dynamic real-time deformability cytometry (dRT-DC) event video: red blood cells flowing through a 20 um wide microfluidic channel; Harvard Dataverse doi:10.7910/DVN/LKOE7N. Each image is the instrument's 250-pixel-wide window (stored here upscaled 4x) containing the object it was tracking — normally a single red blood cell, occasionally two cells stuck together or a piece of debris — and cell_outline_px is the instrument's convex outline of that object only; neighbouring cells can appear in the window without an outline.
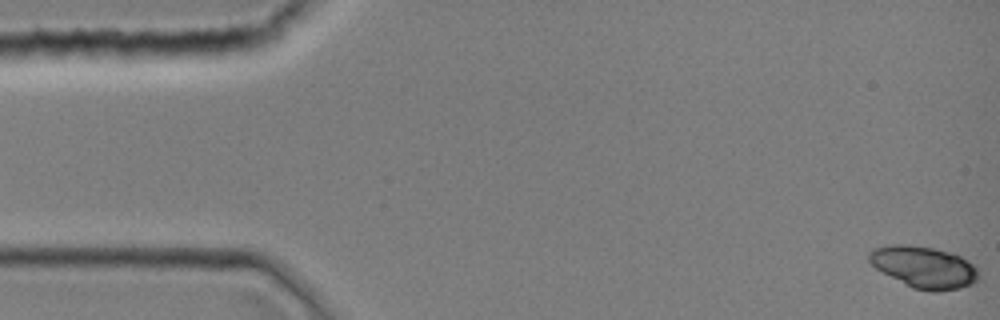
{"species": "common noctule bat (a hibernating species)", "species_latin": "Nyctalus noctula", "temperature_condition": "room temperature", "stored_images_in_passage": 44, "camera_frame_rate_fps": 3000, "um_per_image_px": 0.085, "animal": {"sex": "female", "body_mass_g": 19.0, "forearm_length_mm": 51.5}, "frame": {"image": 1, "passage_image": 1, "time_ms": 0.0, "image_size_px": [1000, 320], "cell_outline_px": [[976, 280], [972, 284], [960, 288], [940, 292], [932, 292], [912, 288], [876, 268], [868, 260], [868, 252], [872, 248], [892, 244], [900, 244], [932, 248], [948, 252], [960, 256], [968, 260], [976, 268]], "centroid_in_image_um": [78.5, 22.71], "position_along_channel_um": 6.5, "area_um2": 26.36}}
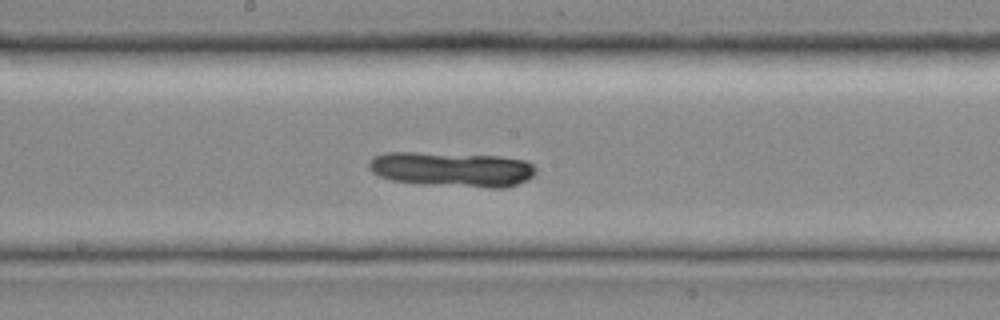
{"frame": {"image": 2, "passage_image": 24, "time_ms": 7.667, "image_size_px": [1000, 320], "cell_outline_px": [[536, 172], [528, 180], [504, 188], [488, 188], [420, 184], [392, 180], [380, 176], [372, 172], [368, 168], [368, 160], [372, 156], [384, 152], [416, 152], [500, 156], [528, 160], [536, 168]], "centroid_in_image_um": [38.41, 14.39], "position_along_channel_um": 209.8, "area_um2": 34.45}}
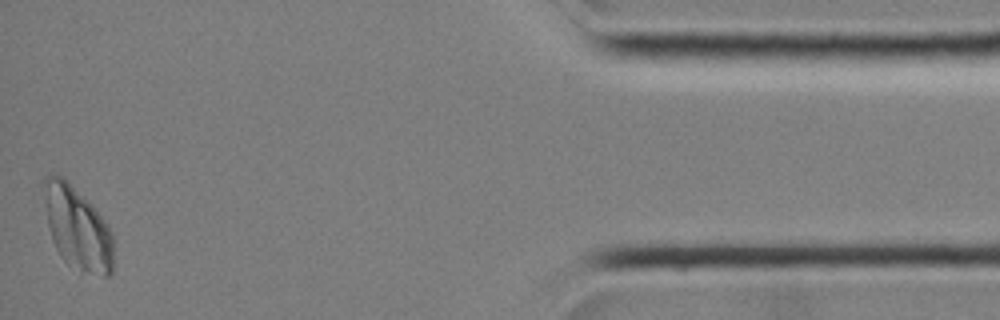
{"frame": {"image": 3, "passage_image": 44, "time_ms": 14.333, "image_size_px": [1000, 320], "cell_outline_px": [[112, 276], [104, 276], [80, 272], [68, 264], [64, 260], [56, 248], [52, 240], [48, 228], [44, 180], [44, 176], [52, 172], [64, 176], [108, 224], [112, 232]], "centroid_in_image_um": [6.58, 19.4], "position_along_channel_um": 428.6, "area_um2": 33.35}}